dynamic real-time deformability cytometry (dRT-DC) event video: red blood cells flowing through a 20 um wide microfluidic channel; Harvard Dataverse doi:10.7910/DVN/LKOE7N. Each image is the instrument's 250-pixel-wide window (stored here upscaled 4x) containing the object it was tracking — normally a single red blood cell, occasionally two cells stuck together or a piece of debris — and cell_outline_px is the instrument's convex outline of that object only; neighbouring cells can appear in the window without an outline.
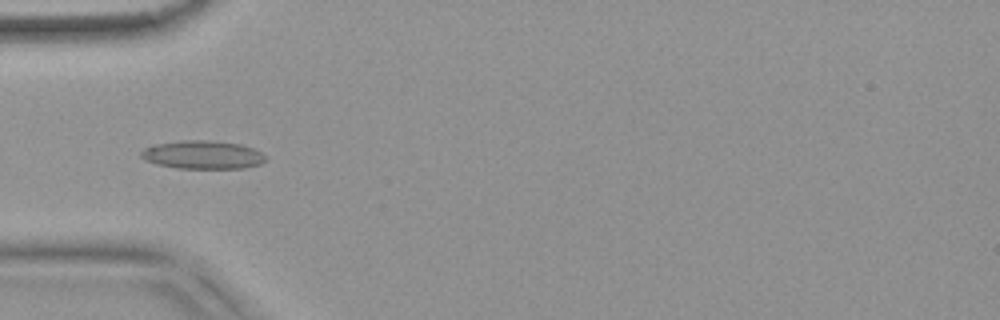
{"species": "common noctule bat (a hibernating species)", "species_latin": "Nyctalus noctula", "temperature_condition": "warm", "stored_images_in_passage": 6, "camera_frame_rate_fps": 3000, "um_per_image_px": 0.085, "animal": {"sex": "female", "body_mass_g": 18.4}, "frame": {"image": 1, "passage_image": 4, "time_ms": 1.0, "image_size_px": [1000, 320], "cell_outline_px": [[268, 160], [260, 164], [244, 168], [176, 168], [144, 160], [140, 156], [140, 152], [144, 148], [152, 144], [184, 140], [208, 140], [240, 144], [252, 148], [268, 156]], "centroid_in_image_um": [17.24, 13.15], "position_along_channel_um": 67.8, "area_um2": 20.63}}